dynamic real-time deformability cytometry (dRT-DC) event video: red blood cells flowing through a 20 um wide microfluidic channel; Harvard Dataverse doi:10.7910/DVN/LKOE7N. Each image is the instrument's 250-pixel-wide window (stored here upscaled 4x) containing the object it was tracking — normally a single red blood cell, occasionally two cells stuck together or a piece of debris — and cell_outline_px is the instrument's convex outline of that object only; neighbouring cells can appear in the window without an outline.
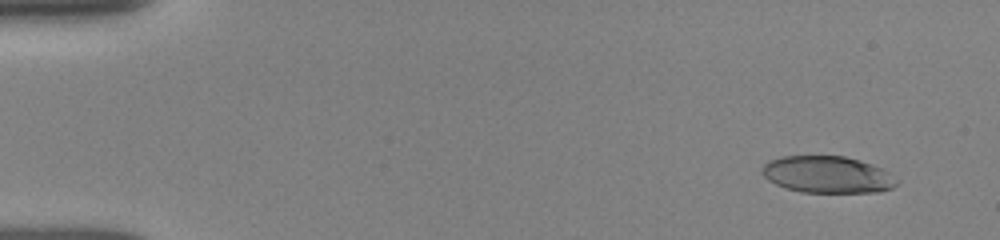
{"species": "human", "species_latin": "Homo sapiens", "temperature_condition": "room temperature", "stored_images_in_passage": 52, "camera_frame_rate_fps": 3000, "um_per_image_px": 0.085, "donor": {"sex": "female"}, "frame": {"image": 1, "passage_image": 4, "time_ms": 1.0, "image_size_px": [1000, 240], "cell_outline_px": [[900, 180], [892, 188], [880, 192], [800, 192], [776, 184], [768, 180], [760, 172], [760, 168], [768, 160], [780, 156], [844, 156], [860, 160], [884, 168]], "centroid_in_image_um": [70.34, 14.83], "position_along_channel_um": 14.7, "area_um2": 29.25}}
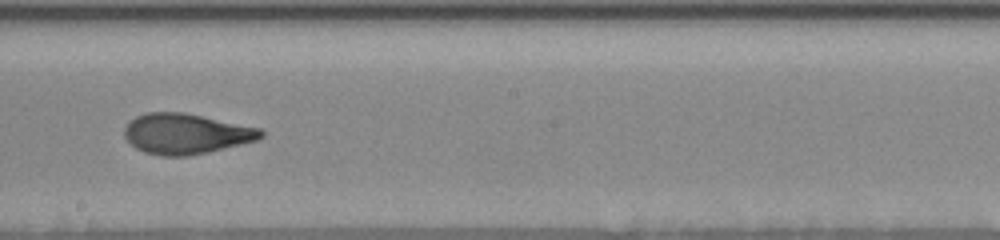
{"frame": {"image": 2, "passage_image": 30, "time_ms": 9.667, "image_size_px": [1000, 240], "cell_outline_px": [[264, 136], [256, 140], [208, 152], [184, 156], [160, 156], [144, 152], [136, 148], [124, 136], [124, 128], [136, 116], [148, 112], [184, 112], [260, 128], [264, 132]], "centroid_in_image_um": [15.8, 11.37], "position_along_channel_um": 232.4, "area_um2": 31.91}}
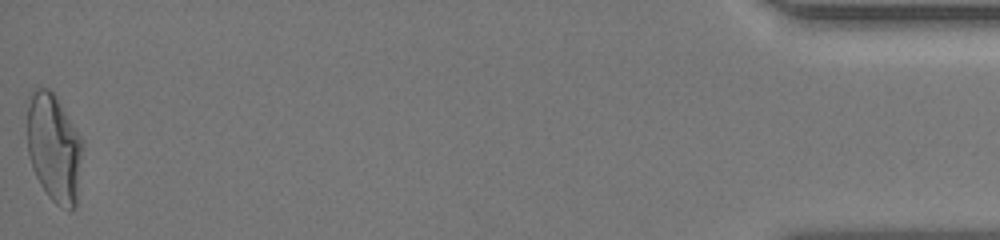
{"frame": {"image": 3, "passage_image": 52, "time_ms": 17.0, "image_size_px": [1000, 240], "cell_outline_px": [[84, 144], [76, 204], [68, 212], [60, 208], [48, 196], [40, 184], [32, 168], [28, 152], [24, 100], [28, 92], [32, 88], [40, 84], [48, 88], [56, 96], [84, 140]], "centroid_in_image_um": [4.55, 12.46], "position_along_channel_um": 430.7, "area_um2": 36.65}, "authors_computed_cell_mechanics": {"area_um2": 31.5877, "velocity_mm_per_s": 3.9107, "shape_relaxation_time_tau1_ms": 4.7689, "shape_relaxation_time_tau2_ms": 1.5821, "deformation_change_tau1": 0.2128, "deformation_change_tau2": 0.0841}}